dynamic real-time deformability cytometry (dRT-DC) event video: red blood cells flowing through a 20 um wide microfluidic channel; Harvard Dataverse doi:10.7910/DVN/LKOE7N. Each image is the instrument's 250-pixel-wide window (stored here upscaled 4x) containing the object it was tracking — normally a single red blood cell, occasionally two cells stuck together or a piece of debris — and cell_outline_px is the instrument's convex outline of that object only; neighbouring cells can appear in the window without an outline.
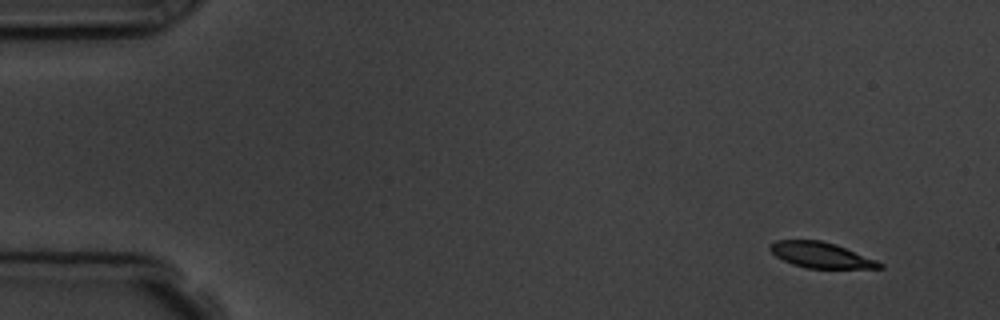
{"species": "common noctule bat (a hibernating species)", "species_latin": "Nyctalus noctula", "temperature_condition": "room temperature", "stored_images_in_passage": 7, "camera_frame_rate_fps": 3000, "um_per_image_px": 0.085, "animal": {"sex": "male", "body_mass_g": 19.5, "forearm_length_mm": 54.6}, "frame": {"image": 1, "passage_image": 1, "time_ms": 0.0, "image_size_px": [1000, 320], "cell_outline_px": [[884, 268], [808, 268], [792, 264], [776, 256], [768, 248], [776, 240], [820, 240], [836, 244], [876, 260], [884, 264]], "centroid_in_image_um": [69.79, 21.68], "position_along_channel_um": 15.2, "area_um2": 16.18}}
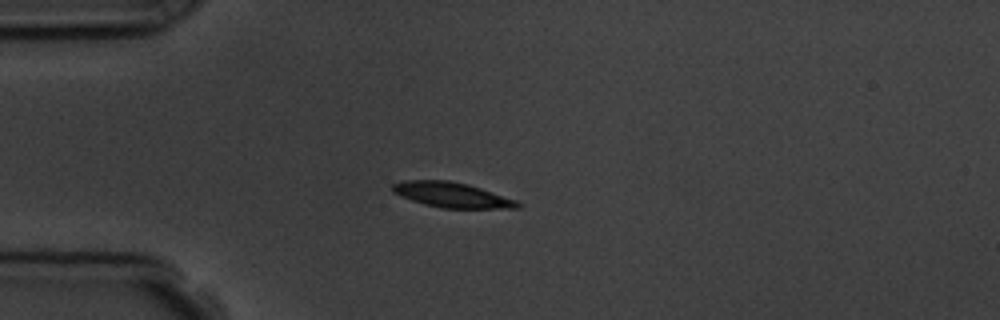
{"frame": {"image": 2, "passage_image": 4, "time_ms": 3.333, "image_size_px": [1000, 320], "cell_outline_px": [[524, 204], [520, 208], [440, 208], [424, 204], [400, 196], [392, 192], [392, 184], [404, 180], [448, 180], [468, 184], [516, 200]], "centroid_in_image_um": [38.41, 16.57], "position_along_channel_um": 46.6, "area_um2": 18.32}}